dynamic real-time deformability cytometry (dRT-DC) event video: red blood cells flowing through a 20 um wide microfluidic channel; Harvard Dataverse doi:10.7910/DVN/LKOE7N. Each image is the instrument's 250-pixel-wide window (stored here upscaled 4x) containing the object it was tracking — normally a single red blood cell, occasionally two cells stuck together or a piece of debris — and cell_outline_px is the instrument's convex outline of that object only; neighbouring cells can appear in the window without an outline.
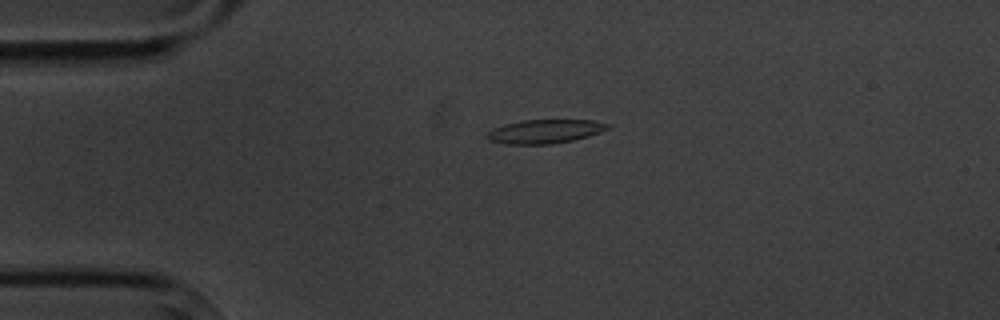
{"species": "common noctule bat (a hibernating species)", "species_latin": "Nyctalus noctula", "temperature_condition": "cold", "stored_images_in_passage": 5, "camera_frame_rate_fps": 3000, "um_per_image_px": 0.085, "animal": {"sex": "male", "body_mass_g": 20.1, "forearm_length_mm": 53.5}, "frame": {"image": 1, "passage_image": 4, "time_ms": 3.333, "image_size_px": [1000, 320], "cell_outline_px": [[612, 128], [588, 136], [572, 140], [552, 144], [504, 144], [488, 140], [484, 136], [492, 128], [504, 124], [524, 120], [592, 120], [612, 124]], "centroid_in_image_um": [46.31, 11.17], "position_along_channel_um": 38.7, "area_um2": 16.94}}